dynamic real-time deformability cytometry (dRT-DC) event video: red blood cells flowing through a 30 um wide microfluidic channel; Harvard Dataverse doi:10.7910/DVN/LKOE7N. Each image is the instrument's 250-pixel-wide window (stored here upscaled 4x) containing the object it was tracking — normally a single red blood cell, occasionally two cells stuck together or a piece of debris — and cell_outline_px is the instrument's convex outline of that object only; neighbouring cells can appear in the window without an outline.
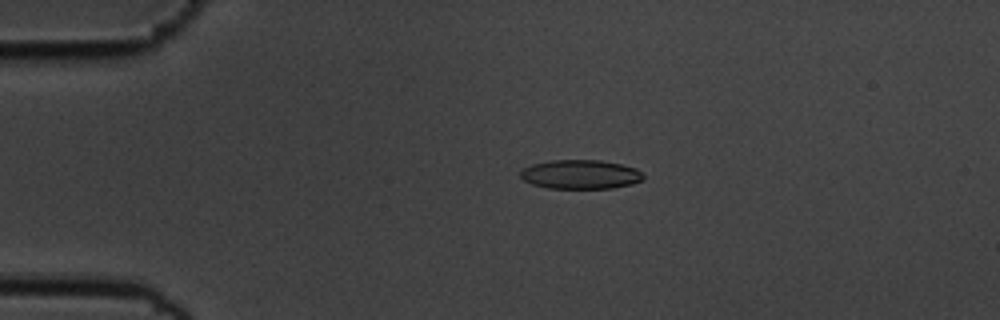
{"species": "common noctule bat (a hibernating species)", "species_latin": "Nyctalus noctula", "temperature_condition": "cold", "stored_images_in_passage": 53, "camera_frame_rate_fps": 3000, "um_per_image_px": 0.085, "animal": {"sex": "male", "body_mass_g": 19.5, "forearm_length_mm": 54.6}, "frame": {"image": 1, "passage_image": 9, "time_ms": 2.667, "image_size_px": [1000, 320], "cell_outline_px": [[644, 180], [632, 184], [612, 188], [548, 188], [532, 184], [524, 180], [520, 176], [520, 172], [524, 168], [532, 164], [552, 160], [600, 160], [620, 164], [636, 168], [644, 176]], "centroid_in_image_um": [49.35, 14.82], "position_along_channel_um": 35.6, "area_um2": 20.81}}
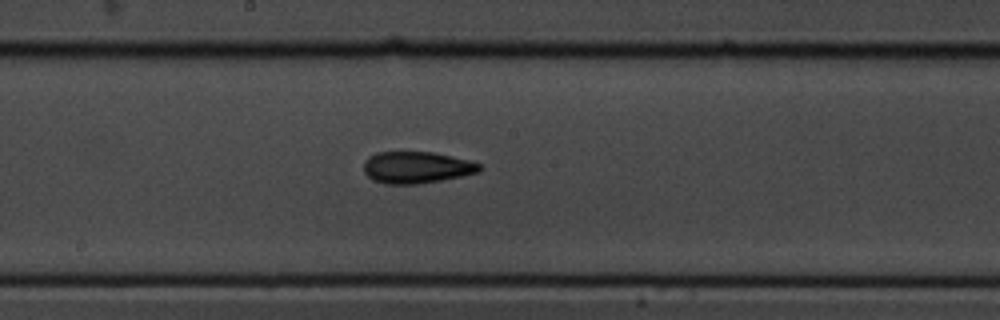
{"frame": {"image": 2, "passage_image": 27, "time_ms": 8.667, "image_size_px": [1000, 320], "cell_outline_px": [[480, 172], [464, 176], [416, 184], [384, 184], [372, 180], [364, 172], [364, 160], [368, 156], [376, 152], [436, 152], [468, 160], [480, 164]], "centroid_in_image_um": [35.38, 14.23], "position_along_channel_um": 212.8, "area_um2": 21.56}}
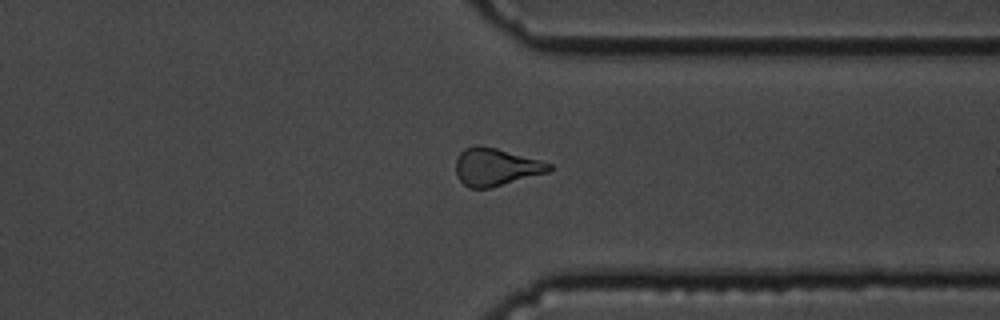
{"frame": {"image": 3, "passage_image": 40, "time_ms": 13.0, "image_size_px": [1000, 320], "cell_outline_px": [[552, 168], [548, 172], [492, 188], [468, 188], [456, 176], [456, 160], [460, 152], [464, 148], [476, 144], [480, 144], [496, 148], [540, 160], [552, 164]], "centroid_in_image_um": [42.12, 14.19], "position_along_channel_um": 369.3, "area_um2": 20.58}, "authors_computed_cell_mechanics": {"area_um2": 21.386, "velocity_mm_per_s": 3.6202, "shape_relaxation_time_tau1_ms": 3.1959, "shape_relaxation_time_tau2_ms": 5.1696, "deformation_change_tau1": 0.097, "deformation_change_tau2": 0.1279}}